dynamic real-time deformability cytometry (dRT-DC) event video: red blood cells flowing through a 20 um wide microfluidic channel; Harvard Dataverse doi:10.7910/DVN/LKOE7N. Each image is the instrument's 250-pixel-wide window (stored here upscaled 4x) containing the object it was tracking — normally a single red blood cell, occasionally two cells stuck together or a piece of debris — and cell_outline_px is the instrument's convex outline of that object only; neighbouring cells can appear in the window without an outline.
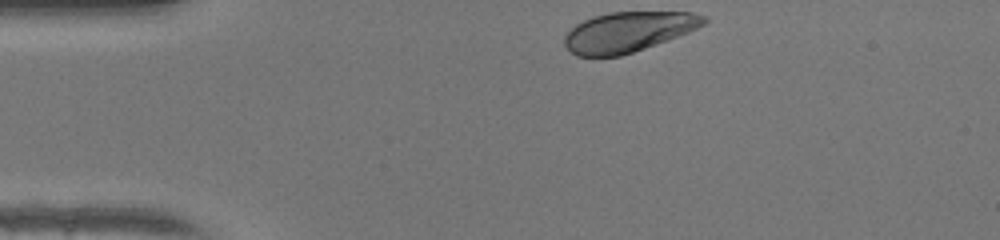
{"species": "human", "species_latin": "Homo sapiens", "temperature_condition": "warm", "stored_images_in_passage": 31, "camera_frame_rate_fps": 3000, "um_per_image_px": 0.085, "donor": {"sex": "female"}, "frame": {"image": 1, "passage_image": 1, "time_ms": 0.0, "image_size_px": [1000, 240], "cell_outline_px": [[708, 20], [704, 24], [688, 32], [656, 44], [620, 56], [576, 56], [564, 44], [564, 36], [576, 24], [592, 16], [608, 12], [692, 12], [704, 16]], "centroid_in_image_um": [53.38, 2.7], "position_along_channel_um": 31.6, "area_um2": 32.25}}
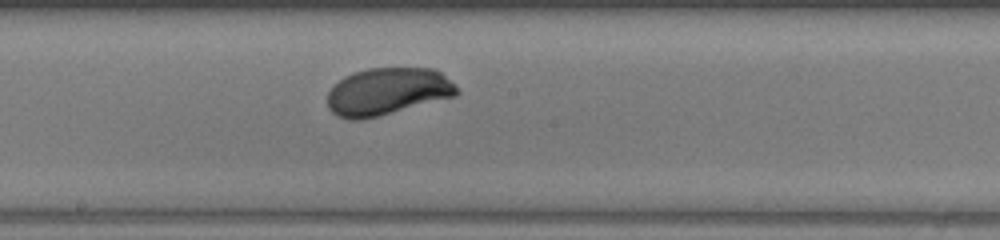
{"frame": {"image": 2, "passage_image": 18, "time_ms": 5.667, "image_size_px": [1000, 240], "cell_outline_px": [[460, 92], [456, 96], [380, 116], [360, 120], [352, 120], [336, 116], [328, 108], [328, 92], [344, 76], [352, 72], [368, 68], [432, 68], [440, 72], [456, 84]], "centroid_in_image_um": [32.95, 7.78], "position_along_channel_um": 215.2, "area_um2": 35.89}}
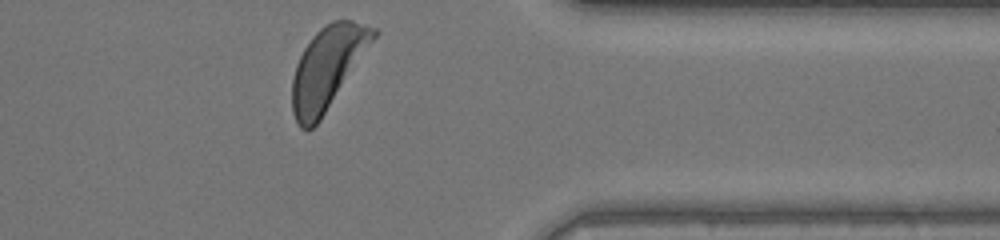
{"frame": {"image": 3, "passage_image": 31, "time_ms": 10.0, "image_size_px": [1000, 240], "cell_outline_px": [[380, 32], [320, 120], [312, 128], [300, 128], [292, 112], [292, 80], [296, 64], [304, 48], [312, 36], [320, 28], [332, 20], [352, 20], [376, 28]], "centroid_in_image_um": [27.85, 5.73], "position_along_channel_um": 383.6, "area_um2": 38.55}, "authors_computed_cell_mechanics": {"area_um2": 35.6048, "velocity_mm_per_s": 4.1955, "shape_relaxation_time_tau1_ms": 2.4485, "shape_relaxation_time_tau2_ms": null, "deformation_change_tau1": 0.1423, "deformation_change_tau2": null}}